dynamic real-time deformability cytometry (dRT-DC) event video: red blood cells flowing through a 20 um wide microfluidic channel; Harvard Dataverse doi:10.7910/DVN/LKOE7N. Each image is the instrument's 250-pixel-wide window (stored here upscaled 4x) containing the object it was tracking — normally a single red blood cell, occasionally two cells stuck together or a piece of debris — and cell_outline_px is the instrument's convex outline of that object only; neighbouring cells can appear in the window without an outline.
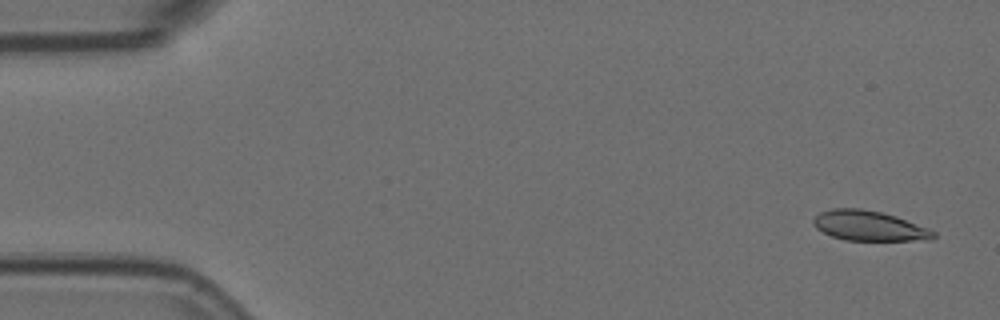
{"species": "Egyptian fruit bat (a non-hibernating species)", "species_latin": "Rousettus aegyptiacus", "temperature_condition": "room temperature", "stored_images_in_passage": 4, "camera_frame_rate_fps": 3000, "um_per_image_px": 0.085, "animal": {"sex": "female"}, "frame": {"image": 1, "passage_image": 1, "time_ms": 0.0, "image_size_px": [1000, 320], "cell_outline_px": [[936, 236], [932, 240], [844, 240], [832, 236], [816, 228], [812, 224], [812, 220], [820, 212], [832, 208], [860, 208], [880, 212], [896, 216], [928, 228], [936, 232]], "centroid_in_image_um": [73.87, 19.19], "position_along_channel_um": 11.1, "area_um2": 20.98}}
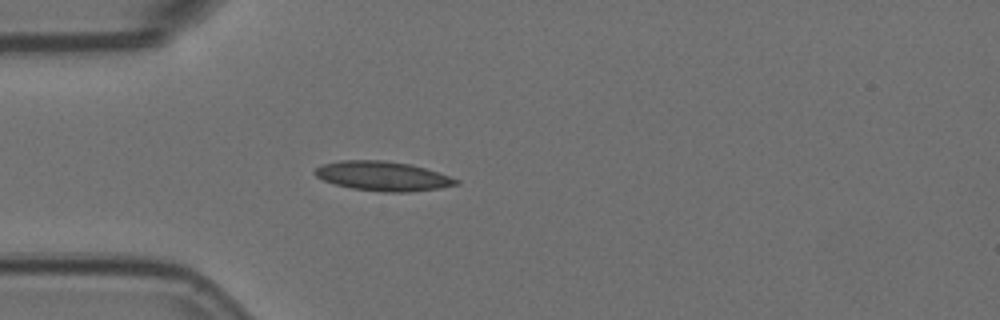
{"frame": {"image": 2, "passage_image": 4, "time_ms": 1.0, "image_size_px": [1000, 320], "cell_outline_px": [[460, 184], [440, 188], [408, 192], [384, 192], [352, 188], [336, 184], [324, 180], [316, 176], [312, 172], [320, 164], [340, 160], [384, 160], [412, 164], [460, 180]], "centroid_in_image_um": [32.52, 14.96], "position_along_channel_um": 52.5, "area_um2": 24.22}}